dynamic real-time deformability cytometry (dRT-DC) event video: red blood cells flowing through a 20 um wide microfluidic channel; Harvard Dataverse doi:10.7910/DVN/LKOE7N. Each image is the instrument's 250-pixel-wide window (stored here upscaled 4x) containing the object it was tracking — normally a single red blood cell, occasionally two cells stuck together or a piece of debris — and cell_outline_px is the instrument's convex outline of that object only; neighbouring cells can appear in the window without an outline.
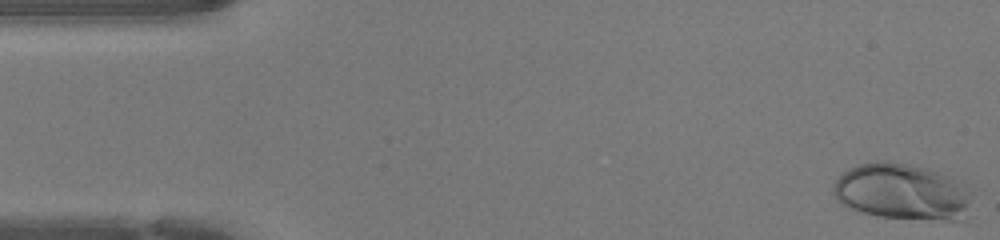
{"species": "human", "species_latin": "Homo sapiens", "temperature_condition": "warm", "stored_images_in_passage": 40, "camera_frame_rate_fps": 3000, "um_per_image_px": 0.085, "donor": {"sex": "female"}, "frame": {"image": 1, "passage_image": 1, "time_ms": 0.0, "image_size_px": [1000, 240], "cell_outline_px": [[976, 188], [964, 220], [948, 220], [880, 216], [864, 212], [840, 204], [836, 200], [832, 192], [832, 184], [848, 168], [860, 164], [876, 160], [884, 160], [928, 168], [972, 184]], "centroid_in_image_um": [76.77, 16.28], "position_along_channel_um": 8.2, "area_um2": 46.36}}
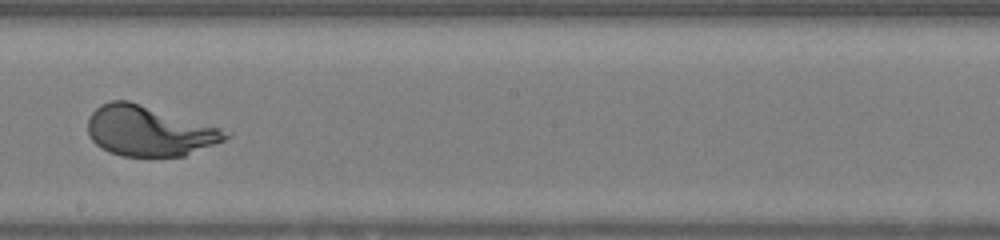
{"frame": {"image": 2, "passage_image": 26, "time_ms": 8.333, "image_size_px": [1000, 240], "cell_outline_px": [[232, 136], [224, 140], [184, 156], [120, 156], [108, 152], [96, 144], [88, 136], [88, 116], [100, 104], [112, 100], [128, 100], [220, 128], [232, 132]], "centroid_in_image_um": [12.64, 11.13], "position_along_channel_um": 235.6, "area_um2": 40.17}}
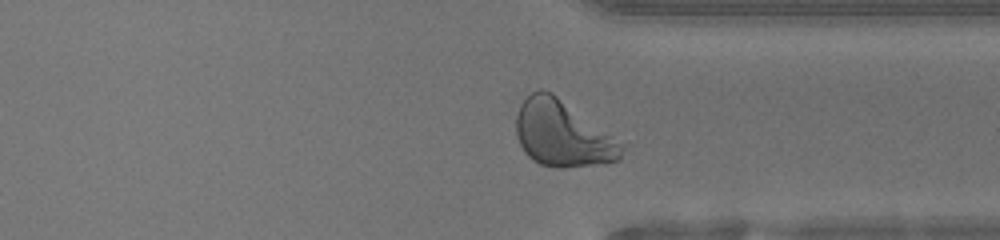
{"frame": {"image": 3, "passage_image": 35, "time_ms": 11.333, "image_size_px": [1000, 240], "cell_outline_px": [[624, 148], [620, 160], [604, 164], [564, 168], [556, 168], [540, 164], [532, 160], [524, 152], [516, 136], [516, 116], [520, 104], [532, 92], [540, 88], [552, 92], [624, 144]], "centroid_in_image_um": [47.81, 11.39], "position_along_channel_um": 363.6, "area_um2": 40.69}}